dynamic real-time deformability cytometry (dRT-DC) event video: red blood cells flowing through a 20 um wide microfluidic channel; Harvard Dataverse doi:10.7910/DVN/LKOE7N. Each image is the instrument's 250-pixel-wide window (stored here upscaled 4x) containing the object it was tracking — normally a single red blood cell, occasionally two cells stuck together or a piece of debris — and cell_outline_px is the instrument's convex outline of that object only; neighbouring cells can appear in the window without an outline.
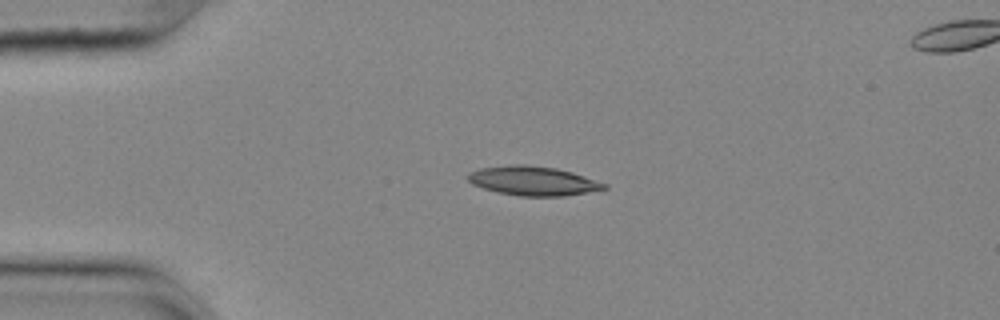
{"species": "common noctule bat (a hibernating species)", "species_latin": "Nyctalus noctula", "temperature_condition": "cold", "stored_images_in_passage": 43, "camera_frame_rate_fps": 3000, "um_per_image_px": 0.085, "animal": {"sex": "female", "body_mass_g": 25.1}, "frame": {"image": 1, "passage_image": 1, "time_ms": 0.0, "image_size_px": [1000, 320], "cell_outline_px": [[608, 188], [564, 196], [520, 196], [500, 192], [484, 188], [472, 184], [468, 180], [468, 172], [480, 168], [512, 164], [524, 164], [556, 168], [572, 172], [608, 184]], "centroid_in_image_um": [45.31, 15.36], "position_along_channel_um": 39.7, "area_um2": 23.06}}
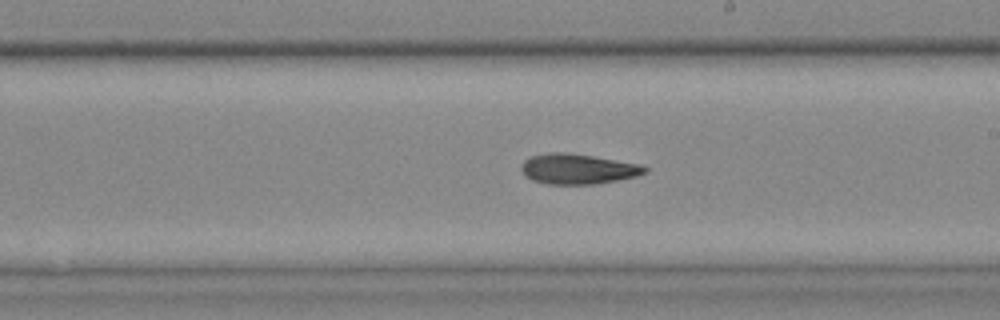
{"frame": {"image": 2, "passage_image": 20, "time_ms": 6.333, "image_size_px": [1000, 320], "cell_outline_px": [[648, 172], [636, 176], [616, 180], [592, 184], [548, 184], [532, 180], [524, 176], [520, 168], [524, 160], [528, 156], [548, 152], [568, 152], [640, 164], [648, 168]], "centroid_in_image_um": [49.07, 14.35], "position_along_channel_um": 239.9, "area_um2": 21.85}}
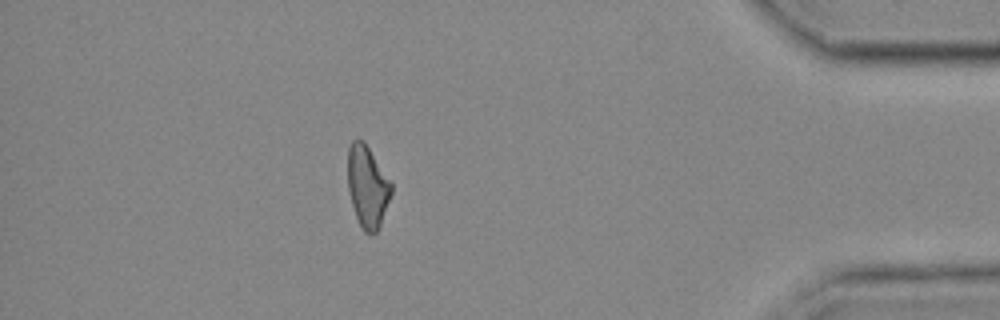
{"frame": {"image": 3, "passage_image": 37, "time_ms": 12.0, "image_size_px": [1000, 320], "cell_outline_px": [[392, 192], [380, 224], [376, 232], [372, 236], [364, 232], [356, 216], [352, 204], [348, 188], [348, 148], [352, 140], [364, 140], [392, 184]], "centroid_in_image_um": [31.22, 15.86], "position_along_channel_um": 404.0, "area_um2": 20.52}, "authors_computed_cell_mechanics": {"area_um2": 21.675, "velocity_mm_per_s": 3.65, "shape_relaxation_time_tau1_ms": 9.6992, "shape_relaxation_time_tau2_ms": null, "deformation_change_tau1": 0.1957, "deformation_change_tau2": null}}